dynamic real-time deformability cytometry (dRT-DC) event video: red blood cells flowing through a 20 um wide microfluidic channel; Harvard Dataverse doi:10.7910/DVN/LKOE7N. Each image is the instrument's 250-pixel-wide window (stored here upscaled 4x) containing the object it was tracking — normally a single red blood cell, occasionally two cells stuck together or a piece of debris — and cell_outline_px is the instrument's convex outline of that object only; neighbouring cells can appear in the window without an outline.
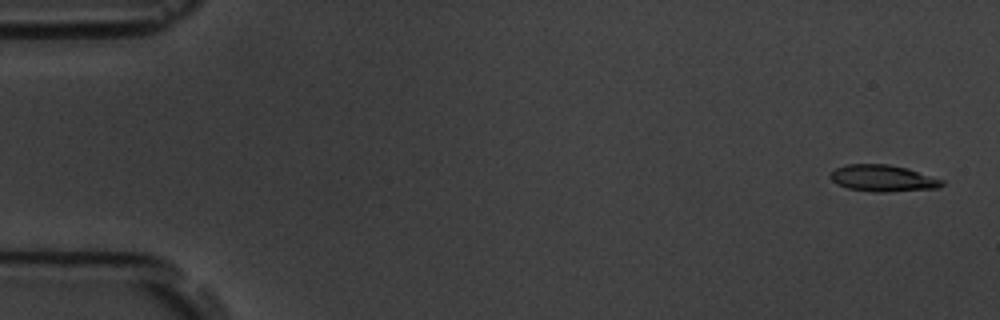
{"species": "common noctule bat (a hibernating species)", "species_latin": "Nyctalus noctula", "temperature_condition": "room temperature", "stored_images_in_passage": 6, "camera_frame_rate_fps": 3000, "um_per_image_px": 0.085, "animal": {"sex": "male", "body_mass_g": 19.5, "forearm_length_mm": 54.6}, "frame": {"image": 1, "passage_image": 1, "time_ms": 0.0, "image_size_px": [1000, 320], "cell_outline_px": [[944, 184], [940, 188], [884, 192], [872, 192], [848, 188], [836, 184], [828, 176], [836, 168], [848, 164], [888, 164], [908, 168], [944, 180]], "centroid_in_image_um": [75.06, 15.15], "position_along_channel_um": 9.9, "area_um2": 17.4}}
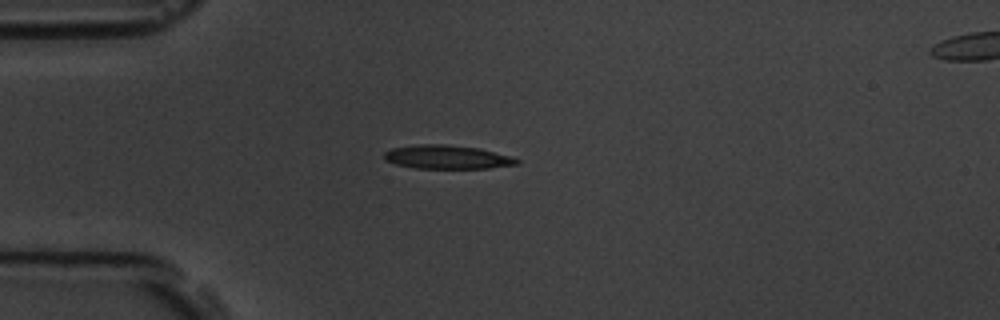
{"frame": {"image": 2, "passage_image": 5, "time_ms": 4.333, "image_size_px": [1000, 320], "cell_outline_px": [[520, 164], [488, 168], [416, 168], [396, 164], [384, 160], [384, 152], [392, 148], [420, 144], [444, 144], [480, 148], [512, 156], [520, 160]], "centroid_in_image_um": [38.03, 13.35], "position_along_channel_um": 47.0, "area_um2": 18.38}}